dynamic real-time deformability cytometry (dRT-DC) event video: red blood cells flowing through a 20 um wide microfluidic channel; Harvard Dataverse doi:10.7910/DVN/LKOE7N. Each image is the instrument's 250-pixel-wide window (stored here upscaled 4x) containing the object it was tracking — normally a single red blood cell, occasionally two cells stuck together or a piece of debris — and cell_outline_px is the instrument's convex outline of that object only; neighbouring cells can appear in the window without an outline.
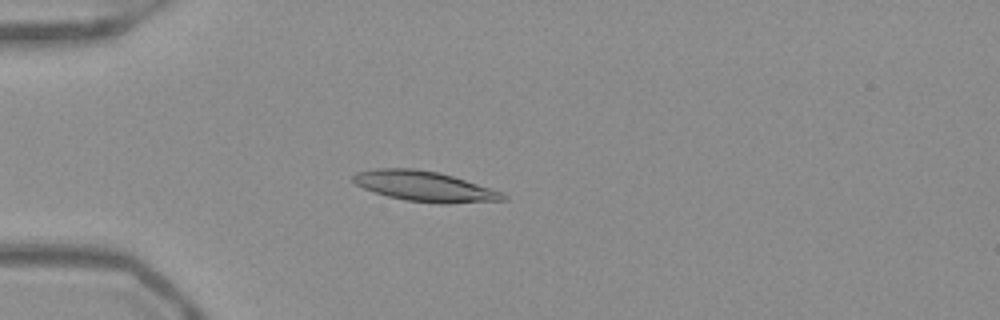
{"species": "Egyptian fruit bat (a non-hibernating species)", "species_latin": "Rousettus aegyptiacus", "temperature_condition": "warm", "stored_images_in_passage": 52, "camera_frame_rate_fps": 3000, "um_per_image_px": 0.085, "frame": {"image": 1, "passage_image": 15, "time_ms": 4.667, "image_size_px": [1000, 320], "cell_outline_px": [[508, 200], [448, 204], [440, 204], [404, 200], [372, 192], [356, 184], [352, 180], [352, 176], [356, 172], [376, 168], [412, 168], [440, 172], [504, 192], [508, 196]], "centroid_in_image_um": [36.12, 15.84], "position_along_channel_um": 48.9, "area_um2": 26.76}}
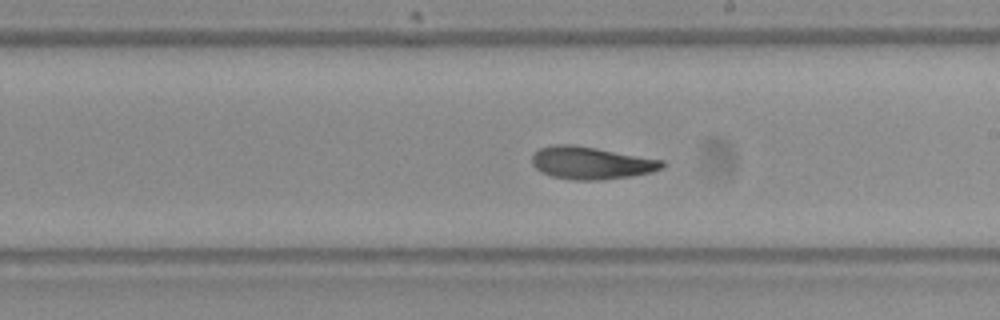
{"frame": {"image": 2, "passage_image": 31, "time_ms": 10.0, "image_size_px": [1000, 320], "cell_outline_px": [[668, 164], [664, 168], [652, 172], [632, 176], [600, 180], [576, 180], [552, 176], [540, 172], [532, 164], [532, 152], [540, 148], [552, 144], [572, 144], [596, 148], [664, 160]], "centroid_in_image_um": [50.26, 13.84], "position_along_channel_um": 238.7, "area_um2": 24.91}}
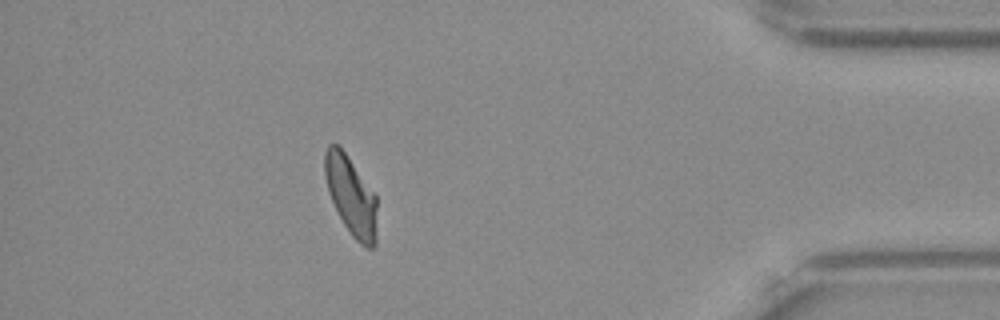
{"frame": {"image": 3, "passage_image": 47, "time_ms": 15.333, "image_size_px": [1000, 320], "cell_outline_px": [[376, 244], [372, 248], [368, 248], [360, 244], [352, 236], [344, 224], [328, 192], [324, 176], [324, 152], [328, 144], [336, 144], [344, 152], [376, 196]], "centroid_in_image_um": [29.82, 16.66], "position_along_channel_um": 405.4, "area_um2": 23.64}, "authors_computed_cell_mechanics": {"area_um2": 24.7384, "velocity_mm_per_s": 3.9102, "shape_relaxation_time_tau1_ms": 6.3732, "shape_relaxation_time_tau2_ms": 2.284, "deformation_change_tau1": 0.1951, "deformation_change_tau2": 0.0945}}